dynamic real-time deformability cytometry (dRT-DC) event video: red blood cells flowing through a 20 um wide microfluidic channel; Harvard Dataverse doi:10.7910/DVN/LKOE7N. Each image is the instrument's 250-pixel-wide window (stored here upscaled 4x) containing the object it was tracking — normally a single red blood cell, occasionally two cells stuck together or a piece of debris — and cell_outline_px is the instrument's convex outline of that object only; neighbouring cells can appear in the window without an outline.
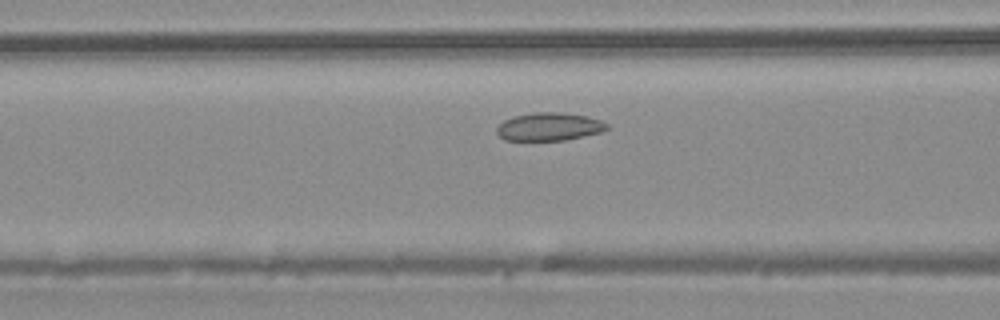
{"species": "common noctule bat (a hibernating species)", "species_latin": "Nyctalus noctula", "temperature_condition": "warm", "stored_images_in_passage": 27, "camera_frame_rate_fps": 3000, "um_per_image_px": 0.085, "animal": {"sex": "male", "body_mass_g": 20.4}, "frame": {"image": 1, "passage_image": 7, "time_ms": 2.0, "image_size_px": [1000, 320], "cell_outline_px": [[608, 128], [600, 132], [564, 140], [504, 140], [496, 132], [496, 128], [504, 120], [512, 116], [532, 112], [560, 112], [588, 116], [600, 120], [608, 124]], "centroid_in_image_um": [46.65, 10.75], "position_along_channel_um": 120.0, "area_um2": 17.98}}
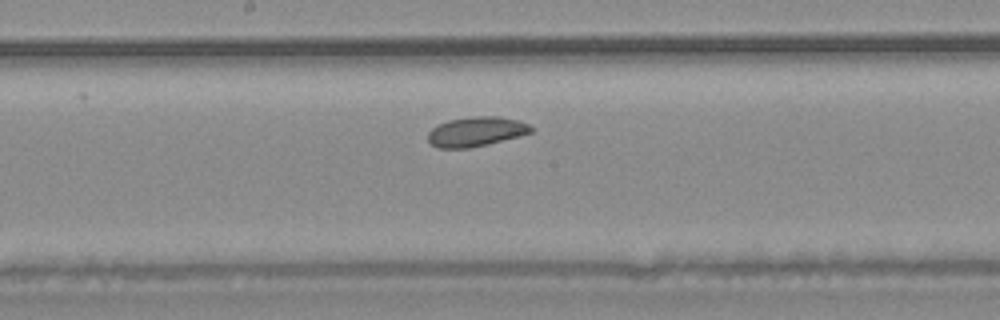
{"frame": {"image": 2, "passage_image": 13, "time_ms": 4.0, "image_size_px": [1000, 320], "cell_outline_px": [[532, 132], [520, 136], [488, 144], [468, 148], [440, 148], [432, 144], [428, 140], [428, 132], [436, 124], [448, 120], [472, 116], [500, 116], [516, 120], [528, 124], [532, 128]], "centroid_in_image_um": [40.45, 11.18], "position_along_channel_um": 207.8, "area_um2": 17.8}}
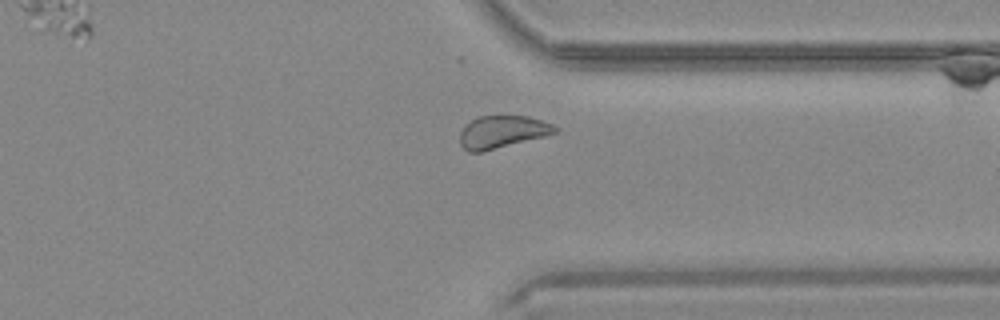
{"frame": {"image": 3, "passage_image": 24, "time_ms": 7.667, "image_size_px": [1000, 320], "cell_outline_px": [[560, 128], [556, 132], [544, 136], [480, 152], [468, 152], [460, 144], [460, 132], [476, 116], [528, 116], [552, 124]], "centroid_in_image_um": [42.69, 11.2], "position_along_channel_um": 368.7, "area_um2": 17.69}}